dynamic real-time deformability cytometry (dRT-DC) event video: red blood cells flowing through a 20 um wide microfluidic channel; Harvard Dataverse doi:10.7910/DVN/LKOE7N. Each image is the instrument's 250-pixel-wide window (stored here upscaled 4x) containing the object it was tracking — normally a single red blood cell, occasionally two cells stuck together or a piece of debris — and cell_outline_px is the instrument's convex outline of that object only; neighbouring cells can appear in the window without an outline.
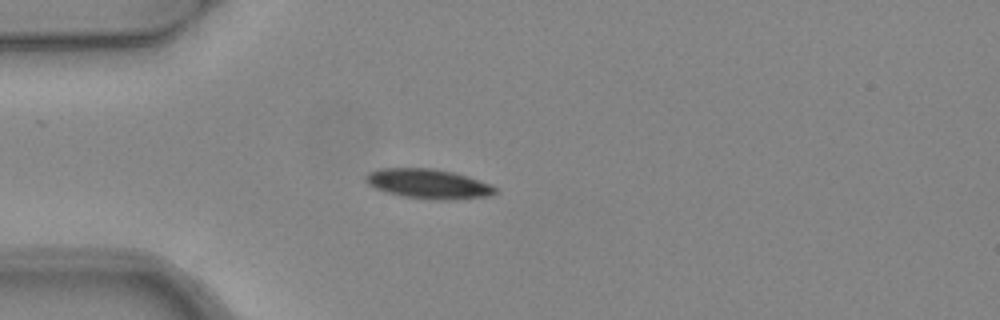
{"species": "common noctule bat (a hibernating species)", "species_latin": "Nyctalus noctula", "temperature_condition": "warm", "stored_images_in_passage": 5, "camera_frame_rate_fps": 3000, "um_per_image_px": 0.085, "animal": {"sex": "female", "body_mass_g": 24.6, "forearm_length_mm": 56.2}, "frame": {"image": 1, "passage_image": 4, "time_ms": 1.0, "image_size_px": [1000, 320], "cell_outline_px": [[496, 192], [488, 196], [452, 200], [436, 200], [404, 196], [388, 192], [376, 188], [368, 184], [364, 180], [364, 176], [368, 172], [380, 168], [432, 168], [452, 172], [468, 176], [488, 184], [496, 188]], "centroid_in_image_um": [36.37, 15.62], "position_along_channel_um": 48.6, "area_um2": 22.2}}